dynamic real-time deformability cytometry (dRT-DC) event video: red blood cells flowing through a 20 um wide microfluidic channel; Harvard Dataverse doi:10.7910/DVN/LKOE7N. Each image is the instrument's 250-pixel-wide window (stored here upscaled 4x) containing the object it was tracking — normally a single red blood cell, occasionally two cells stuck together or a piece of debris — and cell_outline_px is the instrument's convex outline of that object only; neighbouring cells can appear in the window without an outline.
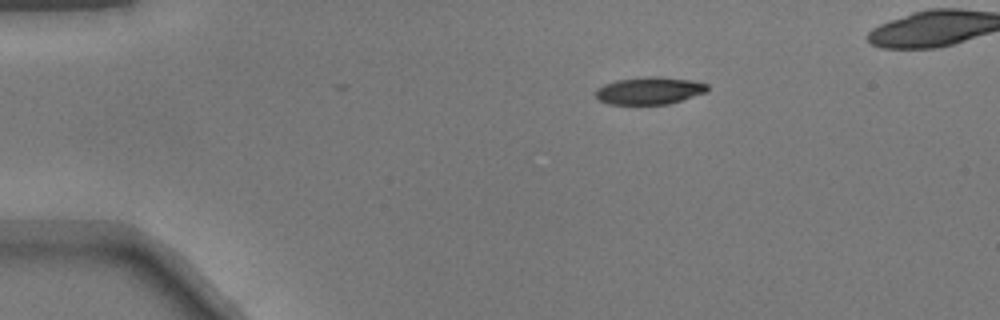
{"species": "common noctule bat (a hibernating species)", "species_latin": "Nyctalus noctula", "temperature_condition": "warm", "stored_images_in_passage": 40, "camera_frame_rate_fps": 3000, "um_per_image_px": 0.085, "animal": {"sex": "male", "body_mass_g": 17.9}, "frame": {"image": 1, "passage_image": 1, "time_ms": 0.0, "image_size_px": [1000, 320], "cell_outline_px": [[708, 92], [668, 104], [608, 104], [600, 100], [596, 96], [596, 88], [604, 84], [616, 80], [644, 76], [660, 76], [692, 80], [708, 84]], "centroid_in_image_um": [55.22, 7.69], "position_along_channel_um": 29.8, "area_um2": 17.98}}
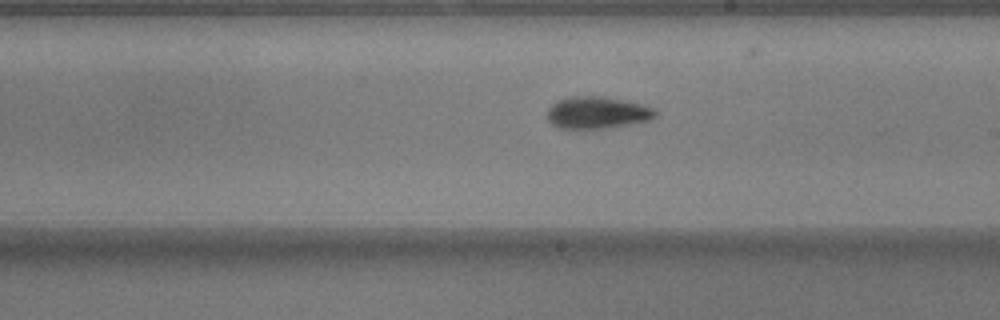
{"frame": {"image": 2, "passage_image": 21, "time_ms": 6.667, "image_size_px": [1000, 320], "cell_outline_px": [[656, 116], [648, 120], [612, 128], [576, 132], [560, 128], [552, 124], [548, 120], [548, 108], [556, 100], [572, 96], [604, 96], [628, 100], [656, 108]], "centroid_in_image_um": [50.74, 9.61], "position_along_channel_um": 238.3, "area_um2": 21.15}}
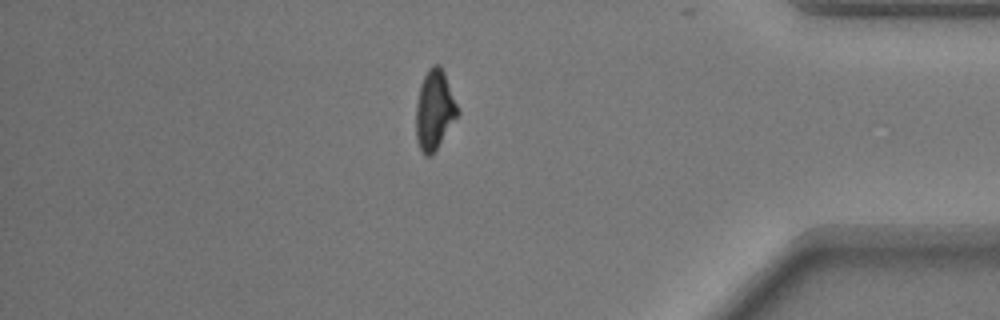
{"frame": {"image": 3, "passage_image": 35, "time_ms": 11.333, "image_size_px": [1000, 320], "cell_outline_px": [[460, 112], [432, 156], [424, 156], [420, 152], [416, 140], [416, 104], [420, 88], [424, 76], [428, 68], [432, 64], [440, 64], [444, 72], [460, 108]], "centroid_in_image_um": [36.94, 9.36], "position_along_channel_um": 398.3, "area_um2": 19.59}}